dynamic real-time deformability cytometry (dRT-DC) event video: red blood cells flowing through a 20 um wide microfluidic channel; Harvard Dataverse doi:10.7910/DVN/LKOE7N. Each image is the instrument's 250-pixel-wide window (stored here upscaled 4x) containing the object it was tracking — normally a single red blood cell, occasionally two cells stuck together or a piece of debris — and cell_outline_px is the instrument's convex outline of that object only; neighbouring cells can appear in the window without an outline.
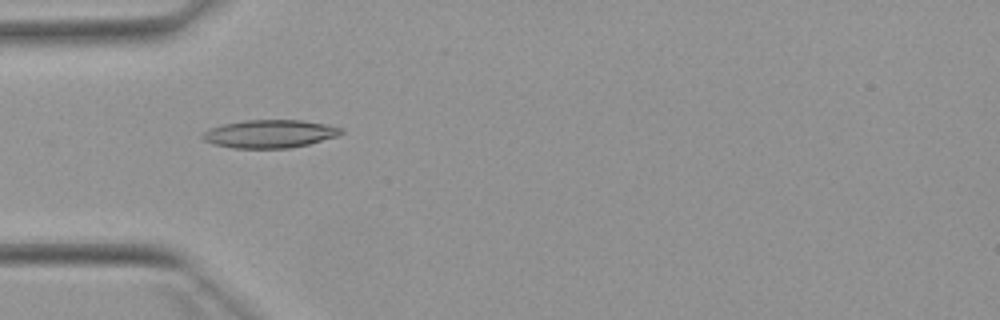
{"species": "Egyptian fruit bat (a non-hibernating species)", "species_latin": "Rousettus aegyptiacus", "temperature_condition": "warm", "stored_images_in_passage": 38, "camera_frame_rate_fps": 3000, "um_per_image_px": 0.085, "animal": {"sex": "female"}, "frame": {"image": 1, "passage_image": 2, "time_ms": 0.333, "image_size_px": [1000, 320], "cell_outline_px": [[344, 132], [340, 136], [308, 144], [288, 148], [236, 148], [216, 144], [204, 140], [200, 136], [208, 128], [224, 124], [244, 120], [300, 120], [324, 124], [344, 128]], "centroid_in_image_um": [22.96, 11.37], "position_along_channel_um": 62.0, "area_um2": 22.6}}
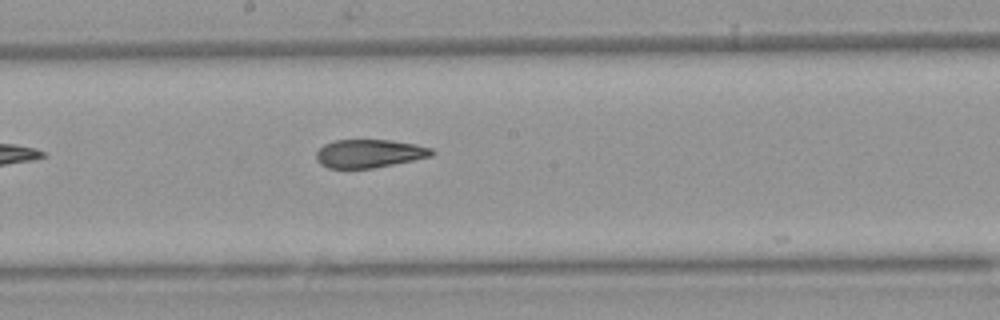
{"frame": {"image": 2, "passage_image": 14, "time_ms": 4.333, "image_size_px": [1000, 320], "cell_outline_px": [[436, 152], [432, 156], [372, 168], [328, 168], [320, 164], [316, 160], [316, 152], [324, 144], [336, 140], [392, 140], [416, 144], [432, 148]], "centroid_in_image_um": [31.39, 13.04], "position_along_channel_um": 216.8, "area_um2": 19.02}}
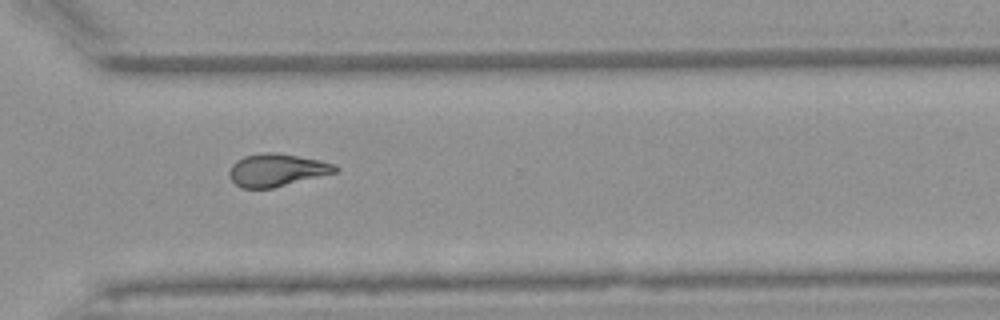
{"frame": {"image": 3, "passage_image": 24, "time_ms": 7.667, "image_size_px": [1000, 320], "cell_outline_px": [[340, 168], [336, 172], [272, 188], [240, 188], [228, 176], [228, 172], [232, 164], [236, 160], [244, 156], [260, 152], [276, 152], [320, 160], [336, 164]], "centroid_in_image_um": [23.5, 14.44], "position_along_channel_um": 347.1, "area_um2": 20.23}, "authors_computed_cell_mechanics": {"area_um2": 20.23, "velocity_mm_per_s": 3.9054, "shape_relaxation_time_tau1_ms": 10.3259, "shape_relaxation_time_tau2_ms": 2.504, "deformation_change_tau1": 0.2798, "deformation_change_tau2": 0.1098}}